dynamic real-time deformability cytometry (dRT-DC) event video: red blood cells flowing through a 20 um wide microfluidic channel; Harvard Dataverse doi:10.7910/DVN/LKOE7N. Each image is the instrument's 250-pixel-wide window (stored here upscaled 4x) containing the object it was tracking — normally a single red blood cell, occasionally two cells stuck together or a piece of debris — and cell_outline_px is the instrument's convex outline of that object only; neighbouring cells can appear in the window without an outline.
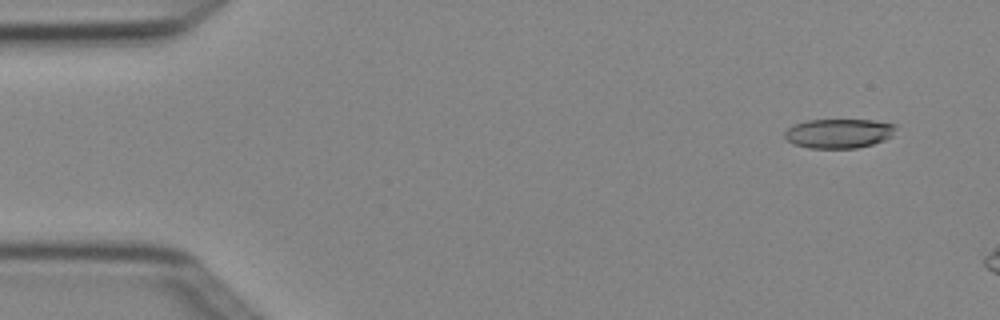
{"species": "Egyptian fruit bat (a non-hibernating species)", "species_latin": "Rousettus aegyptiacus", "temperature_condition": "cold", "stored_images_in_passage": 4, "camera_frame_rate_fps": 3000, "um_per_image_px": 0.085, "animal": {"sex": "female"}, "frame": {"image": 1, "passage_image": 2, "time_ms": 0.333, "image_size_px": [1000, 320], "cell_outline_px": [[896, 128], [892, 136], [884, 140], [872, 144], [856, 148], [808, 148], [792, 144], [784, 136], [784, 132], [788, 128], [796, 124], [808, 120], [872, 120], [896, 124]], "centroid_in_image_um": [71.3, 11.34], "position_along_channel_um": 13.7, "area_um2": 19.02}}